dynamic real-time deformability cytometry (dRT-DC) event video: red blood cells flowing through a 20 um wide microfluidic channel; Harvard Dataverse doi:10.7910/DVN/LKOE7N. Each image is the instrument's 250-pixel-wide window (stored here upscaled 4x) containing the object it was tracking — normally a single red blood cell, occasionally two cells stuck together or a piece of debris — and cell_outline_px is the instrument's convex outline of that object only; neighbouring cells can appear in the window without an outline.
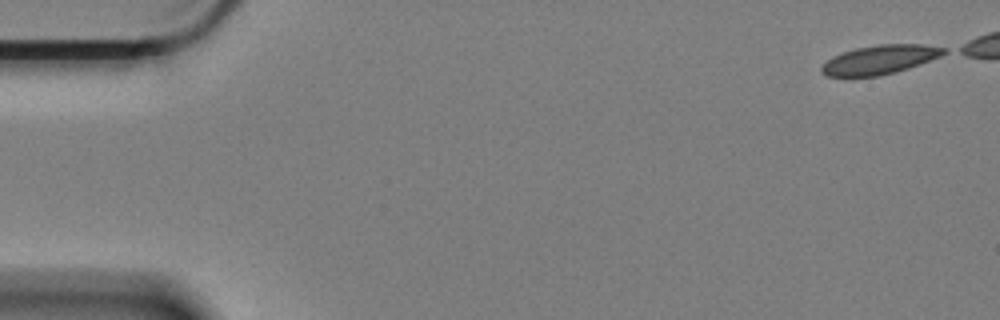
{"species": "Egyptian fruit bat (a non-hibernating species)", "species_latin": "Rousettus aegyptiacus", "temperature_condition": "cold", "stored_images_in_passage": 51, "camera_frame_rate_fps": 3000, "um_per_image_px": 0.085, "animal": {"sex": "female"}, "frame": {"image": 1, "passage_image": 1, "time_ms": 0.0, "image_size_px": [1000, 320], "cell_outline_px": [[948, 52], [940, 56], [920, 64], [896, 72], [880, 76], [824, 76], [820, 72], [820, 68], [832, 56], [856, 48], [880, 44], [920, 44], [948, 48]], "centroid_in_image_um": [74.79, 5.07], "position_along_channel_um": 10.2, "area_um2": 20.63}}
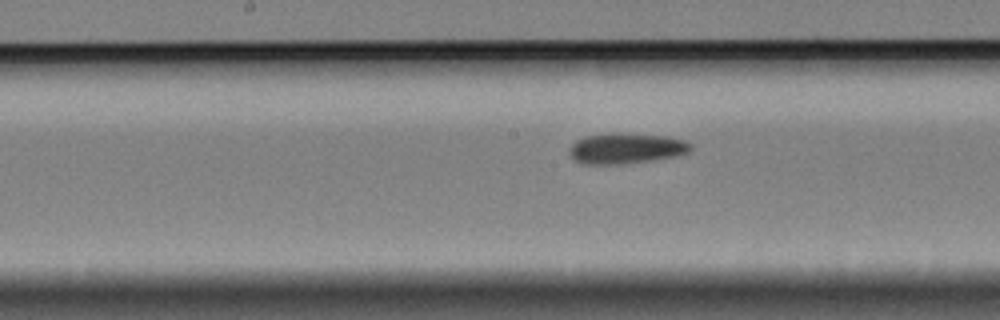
{"frame": {"image": 2, "passage_image": 29, "time_ms": 9.333, "image_size_px": [1000, 320], "cell_outline_px": [[692, 148], [688, 152], [672, 156], [652, 160], [620, 164], [584, 164], [576, 160], [568, 152], [568, 148], [576, 140], [584, 136], [612, 132], [620, 132], [668, 136], [684, 140], [692, 144]], "centroid_in_image_um": [53.19, 12.59], "position_along_channel_um": 195.0, "area_um2": 21.79}}
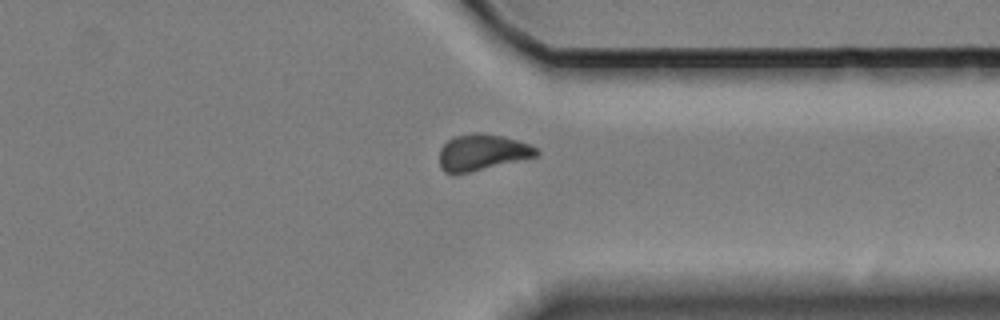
{"frame": {"image": 3, "passage_image": 45, "time_ms": 14.667, "image_size_px": [1000, 320], "cell_outline_px": [[540, 152], [536, 156], [452, 176], [444, 172], [440, 168], [440, 148], [452, 136], [472, 132], [480, 132], [504, 136], [528, 144], [536, 148]], "centroid_in_image_um": [40.91, 12.95], "position_along_channel_um": 370.5, "area_um2": 20.58}}